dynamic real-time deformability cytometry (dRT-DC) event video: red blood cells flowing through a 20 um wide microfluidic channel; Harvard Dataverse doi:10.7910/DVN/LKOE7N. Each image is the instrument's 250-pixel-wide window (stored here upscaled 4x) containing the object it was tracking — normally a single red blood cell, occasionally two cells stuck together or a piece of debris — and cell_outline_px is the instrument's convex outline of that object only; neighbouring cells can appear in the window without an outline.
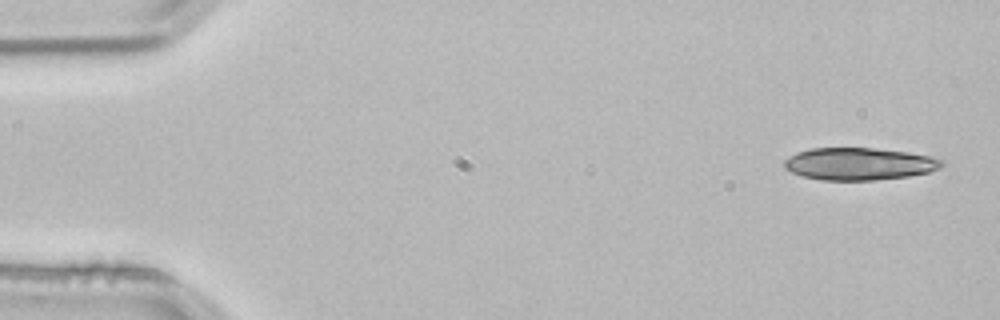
{"species": "common noctule bat (a hibernating species)", "species_latin": "Nyctalus noctula", "temperature_condition": "room temperature", "stored_images_in_passage": 4, "camera_frame_rate_fps": 3000, "um_per_image_px": 0.085, "animal": {"sex": "male", "body_mass_g": 21.5, "forearm_length_mm": 52.0}, "frame": {"image": 1, "passage_image": 1, "time_ms": 0.0, "image_size_px": [1000, 320], "cell_outline_px": [[944, 164], [940, 168], [928, 172], [908, 176], [876, 180], [820, 180], [804, 176], [792, 172], [784, 168], [784, 160], [788, 156], [796, 152], [812, 148], [872, 148], [908, 152], [928, 156], [944, 160]], "centroid_in_image_um": [73.01, 13.93], "position_along_channel_um": 12.0, "area_um2": 29.65}}